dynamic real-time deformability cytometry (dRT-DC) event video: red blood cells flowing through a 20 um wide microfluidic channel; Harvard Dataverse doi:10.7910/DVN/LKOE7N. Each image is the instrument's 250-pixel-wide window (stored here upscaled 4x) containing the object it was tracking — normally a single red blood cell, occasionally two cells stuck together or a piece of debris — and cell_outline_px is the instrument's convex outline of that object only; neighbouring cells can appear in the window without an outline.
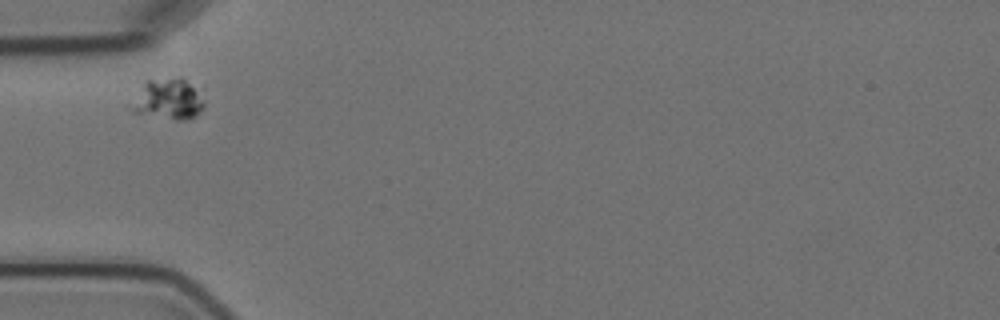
{"species": "Egyptian fruit bat (a non-hibernating species)", "species_latin": "Rousettus aegyptiacus", "temperature_condition": "cold", "stored_images_in_passage": 2, "camera_frame_rate_fps": 3000, "um_per_image_px": 0.085, "animal": {"sex": "female"}, "frame": {"image": 1, "passage_image": 1, "time_ms": 0.0, "image_size_px": [1000, 320], "cell_outline_px": [[204, 108], [196, 116], [188, 120], [176, 120], [136, 112], [132, 108], [144, 80], [180, 76], [204, 84]], "centroid_in_image_um": [14.51, 8.35], "position_along_channel_um": 70.5, "area_um2": 18.09}}